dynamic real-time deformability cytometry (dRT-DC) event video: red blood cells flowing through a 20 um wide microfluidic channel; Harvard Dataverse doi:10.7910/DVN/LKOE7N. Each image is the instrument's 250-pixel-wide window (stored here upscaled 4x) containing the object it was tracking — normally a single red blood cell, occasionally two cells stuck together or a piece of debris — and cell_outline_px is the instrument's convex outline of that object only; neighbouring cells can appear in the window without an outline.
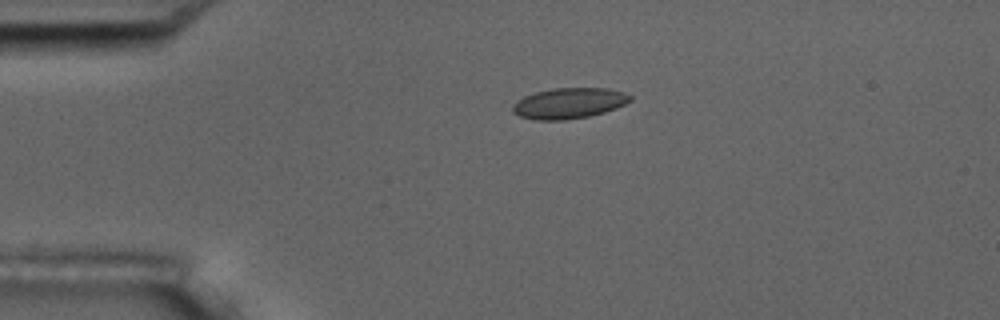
{"species": "common noctule bat (a hibernating species)", "species_latin": "Nyctalus noctula", "temperature_condition": "room temperature", "stored_images_in_passage": 2, "camera_frame_rate_fps": 3000, "um_per_image_px": 0.085, "animal": {"sex": "male", "body_mass_g": 17.5, "forearm_length_mm": 52.3}, "frame": {"image": 1, "passage_image": 1, "time_ms": 0.0, "image_size_px": [1000, 320], "cell_outline_px": [[632, 100], [616, 108], [604, 112], [588, 116], [564, 120], [536, 120], [520, 116], [512, 112], [512, 104], [516, 100], [524, 96], [536, 92], [556, 88], [608, 88], [624, 92], [632, 96]], "centroid_in_image_um": [48.35, 8.77], "position_along_channel_um": 36.6, "area_um2": 21.04}}